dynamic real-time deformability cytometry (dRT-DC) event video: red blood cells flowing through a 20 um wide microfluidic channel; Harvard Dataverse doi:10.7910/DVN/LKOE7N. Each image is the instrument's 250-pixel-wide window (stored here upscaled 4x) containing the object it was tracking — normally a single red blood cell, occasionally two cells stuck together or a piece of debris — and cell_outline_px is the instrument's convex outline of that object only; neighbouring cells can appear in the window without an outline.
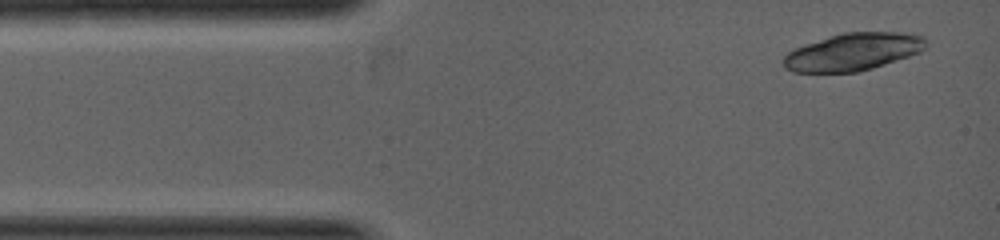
{"species": "common noctule bat (a hibernating species)", "species_latin": "Nyctalus noctula", "temperature_condition": "warm", "stored_images_in_passage": 3, "camera_frame_rate_fps": 5000, "um_per_image_px": 0.085, "animal": {"sex": "female", "body_mass_g": 19.0, "forearm_length_mm": 53.3}, "frame": {"image": 1, "passage_image": 1, "time_ms": 0.0, "image_size_px": [1000, 240], "cell_outline_px": [[928, 40], [924, 48], [920, 52], [860, 72], [792, 72], [784, 68], [780, 60], [792, 48], [804, 44], [844, 32], [916, 32], [924, 36]], "centroid_in_image_um": [72.5, 4.4], "position_along_channel_um": 12.5, "area_um2": 31.5}}